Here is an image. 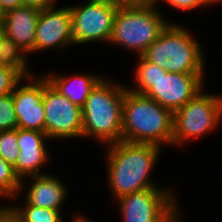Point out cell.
Instances as JSON below:
<instances>
[{"label": "cell", "instance_id": "21", "mask_svg": "<svg viewBox=\"0 0 222 222\" xmlns=\"http://www.w3.org/2000/svg\"><path fill=\"white\" fill-rule=\"evenodd\" d=\"M19 156L17 128L0 131V157L14 166Z\"/></svg>", "mask_w": 222, "mask_h": 222}, {"label": "cell", "instance_id": "5", "mask_svg": "<svg viewBox=\"0 0 222 222\" xmlns=\"http://www.w3.org/2000/svg\"><path fill=\"white\" fill-rule=\"evenodd\" d=\"M156 5L119 6L109 43L142 56L169 23Z\"/></svg>", "mask_w": 222, "mask_h": 222}, {"label": "cell", "instance_id": "17", "mask_svg": "<svg viewBox=\"0 0 222 222\" xmlns=\"http://www.w3.org/2000/svg\"><path fill=\"white\" fill-rule=\"evenodd\" d=\"M26 54L10 37L3 34L0 39V66L15 70L23 79L32 76L27 65Z\"/></svg>", "mask_w": 222, "mask_h": 222}, {"label": "cell", "instance_id": "30", "mask_svg": "<svg viewBox=\"0 0 222 222\" xmlns=\"http://www.w3.org/2000/svg\"><path fill=\"white\" fill-rule=\"evenodd\" d=\"M207 6L211 4H217L219 2H222V0H202Z\"/></svg>", "mask_w": 222, "mask_h": 222}, {"label": "cell", "instance_id": "16", "mask_svg": "<svg viewBox=\"0 0 222 222\" xmlns=\"http://www.w3.org/2000/svg\"><path fill=\"white\" fill-rule=\"evenodd\" d=\"M99 76L100 75H91V73L74 75L72 77L70 76V78L65 75H53V73L44 75L57 91L81 108L85 105L86 99L92 89L103 78Z\"/></svg>", "mask_w": 222, "mask_h": 222}, {"label": "cell", "instance_id": "28", "mask_svg": "<svg viewBox=\"0 0 222 222\" xmlns=\"http://www.w3.org/2000/svg\"><path fill=\"white\" fill-rule=\"evenodd\" d=\"M0 222H20L5 206L0 207Z\"/></svg>", "mask_w": 222, "mask_h": 222}, {"label": "cell", "instance_id": "10", "mask_svg": "<svg viewBox=\"0 0 222 222\" xmlns=\"http://www.w3.org/2000/svg\"><path fill=\"white\" fill-rule=\"evenodd\" d=\"M203 77L204 74L170 73L160 68L159 78L144 95L174 113L203 90Z\"/></svg>", "mask_w": 222, "mask_h": 222}, {"label": "cell", "instance_id": "2", "mask_svg": "<svg viewBox=\"0 0 222 222\" xmlns=\"http://www.w3.org/2000/svg\"><path fill=\"white\" fill-rule=\"evenodd\" d=\"M173 112L128 88L122 105V141L173 145Z\"/></svg>", "mask_w": 222, "mask_h": 222}, {"label": "cell", "instance_id": "20", "mask_svg": "<svg viewBox=\"0 0 222 222\" xmlns=\"http://www.w3.org/2000/svg\"><path fill=\"white\" fill-rule=\"evenodd\" d=\"M21 190V180L14 167L0 157V197L17 198Z\"/></svg>", "mask_w": 222, "mask_h": 222}, {"label": "cell", "instance_id": "29", "mask_svg": "<svg viewBox=\"0 0 222 222\" xmlns=\"http://www.w3.org/2000/svg\"><path fill=\"white\" fill-rule=\"evenodd\" d=\"M76 217H74L73 219V222H93L91 221L90 219L88 218H85V216H82V215H75ZM72 222V221H71Z\"/></svg>", "mask_w": 222, "mask_h": 222}, {"label": "cell", "instance_id": "6", "mask_svg": "<svg viewBox=\"0 0 222 222\" xmlns=\"http://www.w3.org/2000/svg\"><path fill=\"white\" fill-rule=\"evenodd\" d=\"M221 117L222 97L201 90L173 113V146H182L215 130Z\"/></svg>", "mask_w": 222, "mask_h": 222}, {"label": "cell", "instance_id": "23", "mask_svg": "<svg viewBox=\"0 0 222 222\" xmlns=\"http://www.w3.org/2000/svg\"><path fill=\"white\" fill-rule=\"evenodd\" d=\"M22 79L15 70L0 66V96L11 93Z\"/></svg>", "mask_w": 222, "mask_h": 222}, {"label": "cell", "instance_id": "26", "mask_svg": "<svg viewBox=\"0 0 222 222\" xmlns=\"http://www.w3.org/2000/svg\"><path fill=\"white\" fill-rule=\"evenodd\" d=\"M20 6H22L21 0H0V12L2 15Z\"/></svg>", "mask_w": 222, "mask_h": 222}, {"label": "cell", "instance_id": "8", "mask_svg": "<svg viewBox=\"0 0 222 222\" xmlns=\"http://www.w3.org/2000/svg\"><path fill=\"white\" fill-rule=\"evenodd\" d=\"M85 5L69 6L74 44L109 42L118 5L113 0H86Z\"/></svg>", "mask_w": 222, "mask_h": 222}, {"label": "cell", "instance_id": "25", "mask_svg": "<svg viewBox=\"0 0 222 222\" xmlns=\"http://www.w3.org/2000/svg\"><path fill=\"white\" fill-rule=\"evenodd\" d=\"M22 6L43 10L56 3L55 0H21Z\"/></svg>", "mask_w": 222, "mask_h": 222}, {"label": "cell", "instance_id": "19", "mask_svg": "<svg viewBox=\"0 0 222 222\" xmlns=\"http://www.w3.org/2000/svg\"><path fill=\"white\" fill-rule=\"evenodd\" d=\"M138 58L139 62L134 71V83H136V86H134L135 88L128 87V89L135 93L145 94L159 78L160 67L145 60L142 56H138Z\"/></svg>", "mask_w": 222, "mask_h": 222}, {"label": "cell", "instance_id": "13", "mask_svg": "<svg viewBox=\"0 0 222 222\" xmlns=\"http://www.w3.org/2000/svg\"><path fill=\"white\" fill-rule=\"evenodd\" d=\"M45 140L50 139L44 132L17 128L19 156L13 167L21 180V189H25L23 186L24 178L45 174L40 172L43 164L49 158Z\"/></svg>", "mask_w": 222, "mask_h": 222}, {"label": "cell", "instance_id": "7", "mask_svg": "<svg viewBox=\"0 0 222 222\" xmlns=\"http://www.w3.org/2000/svg\"><path fill=\"white\" fill-rule=\"evenodd\" d=\"M170 189L151 188L118 199L122 222H170L179 212Z\"/></svg>", "mask_w": 222, "mask_h": 222}, {"label": "cell", "instance_id": "24", "mask_svg": "<svg viewBox=\"0 0 222 222\" xmlns=\"http://www.w3.org/2000/svg\"><path fill=\"white\" fill-rule=\"evenodd\" d=\"M160 0H157V2ZM169 6L179 9L180 11H191L198 7L207 6L202 0H161Z\"/></svg>", "mask_w": 222, "mask_h": 222}, {"label": "cell", "instance_id": "4", "mask_svg": "<svg viewBox=\"0 0 222 222\" xmlns=\"http://www.w3.org/2000/svg\"><path fill=\"white\" fill-rule=\"evenodd\" d=\"M142 57L170 73L204 74L202 47L176 23L169 22Z\"/></svg>", "mask_w": 222, "mask_h": 222}, {"label": "cell", "instance_id": "9", "mask_svg": "<svg viewBox=\"0 0 222 222\" xmlns=\"http://www.w3.org/2000/svg\"><path fill=\"white\" fill-rule=\"evenodd\" d=\"M42 101L49 139L82 138V108L57 91L45 77Z\"/></svg>", "mask_w": 222, "mask_h": 222}, {"label": "cell", "instance_id": "15", "mask_svg": "<svg viewBox=\"0 0 222 222\" xmlns=\"http://www.w3.org/2000/svg\"><path fill=\"white\" fill-rule=\"evenodd\" d=\"M31 185L28 186L26 200L34 206L41 208H51L61 210L65 198H67V188L63 182L51 174L30 176Z\"/></svg>", "mask_w": 222, "mask_h": 222}, {"label": "cell", "instance_id": "3", "mask_svg": "<svg viewBox=\"0 0 222 222\" xmlns=\"http://www.w3.org/2000/svg\"><path fill=\"white\" fill-rule=\"evenodd\" d=\"M102 78L82 107V137L114 144L122 141V105L126 86ZM110 81V82H109Z\"/></svg>", "mask_w": 222, "mask_h": 222}, {"label": "cell", "instance_id": "11", "mask_svg": "<svg viewBox=\"0 0 222 222\" xmlns=\"http://www.w3.org/2000/svg\"><path fill=\"white\" fill-rule=\"evenodd\" d=\"M33 77L24 78L27 84L18 83L12 91L17 128L45 133L44 75L37 79Z\"/></svg>", "mask_w": 222, "mask_h": 222}, {"label": "cell", "instance_id": "27", "mask_svg": "<svg viewBox=\"0 0 222 222\" xmlns=\"http://www.w3.org/2000/svg\"><path fill=\"white\" fill-rule=\"evenodd\" d=\"M118 6L149 5L157 0H113Z\"/></svg>", "mask_w": 222, "mask_h": 222}, {"label": "cell", "instance_id": "22", "mask_svg": "<svg viewBox=\"0 0 222 222\" xmlns=\"http://www.w3.org/2000/svg\"><path fill=\"white\" fill-rule=\"evenodd\" d=\"M17 128V118L14 109L12 92L0 96V131Z\"/></svg>", "mask_w": 222, "mask_h": 222}, {"label": "cell", "instance_id": "31", "mask_svg": "<svg viewBox=\"0 0 222 222\" xmlns=\"http://www.w3.org/2000/svg\"><path fill=\"white\" fill-rule=\"evenodd\" d=\"M179 218H181V216L178 213L170 222H181L179 221Z\"/></svg>", "mask_w": 222, "mask_h": 222}, {"label": "cell", "instance_id": "12", "mask_svg": "<svg viewBox=\"0 0 222 222\" xmlns=\"http://www.w3.org/2000/svg\"><path fill=\"white\" fill-rule=\"evenodd\" d=\"M56 5L40 11L36 26L35 49L33 52L64 48L74 44L70 7Z\"/></svg>", "mask_w": 222, "mask_h": 222}, {"label": "cell", "instance_id": "18", "mask_svg": "<svg viewBox=\"0 0 222 222\" xmlns=\"http://www.w3.org/2000/svg\"><path fill=\"white\" fill-rule=\"evenodd\" d=\"M21 206H6L20 222H64L62 211L37 207L31 205L26 199L24 206Z\"/></svg>", "mask_w": 222, "mask_h": 222}, {"label": "cell", "instance_id": "32", "mask_svg": "<svg viewBox=\"0 0 222 222\" xmlns=\"http://www.w3.org/2000/svg\"><path fill=\"white\" fill-rule=\"evenodd\" d=\"M4 34L3 32V26H2V22L0 21V39L2 37V35Z\"/></svg>", "mask_w": 222, "mask_h": 222}, {"label": "cell", "instance_id": "1", "mask_svg": "<svg viewBox=\"0 0 222 222\" xmlns=\"http://www.w3.org/2000/svg\"><path fill=\"white\" fill-rule=\"evenodd\" d=\"M160 148L154 144L126 141L108 145V184L115 199L145 189L161 188L150 179Z\"/></svg>", "mask_w": 222, "mask_h": 222}, {"label": "cell", "instance_id": "14", "mask_svg": "<svg viewBox=\"0 0 222 222\" xmlns=\"http://www.w3.org/2000/svg\"><path fill=\"white\" fill-rule=\"evenodd\" d=\"M40 10L20 6L2 15L5 35L10 37L26 54L33 53L36 40V26Z\"/></svg>", "mask_w": 222, "mask_h": 222}]
</instances>
